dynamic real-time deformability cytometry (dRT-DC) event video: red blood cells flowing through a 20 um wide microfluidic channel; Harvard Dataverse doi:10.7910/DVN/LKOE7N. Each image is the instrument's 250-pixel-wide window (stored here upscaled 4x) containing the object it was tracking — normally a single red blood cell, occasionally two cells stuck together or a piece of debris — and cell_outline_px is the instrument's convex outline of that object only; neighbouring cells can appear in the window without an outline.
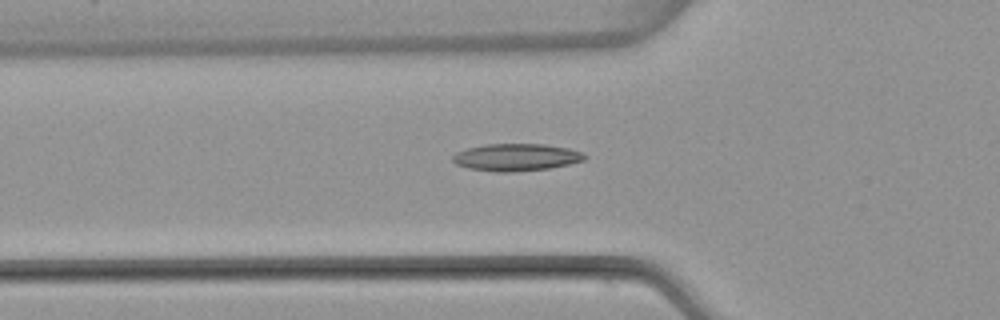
{"species": "common noctule bat (a hibernating species)", "species_latin": "Nyctalus noctula", "temperature_condition": "warm", "stored_images_in_passage": 42, "camera_frame_rate_fps": 3000, "um_per_image_px": 0.085, "animal": {"sex": "female", "body_mass_g": 22.7, "forearm_length_mm": 54.2}, "frame": {"image": 1, "passage_image": 12, "time_ms": 3.667, "image_size_px": [1000, 320], "cell_outline_px": [[588, 156], [584, 160], [568, 164], [548, 168], [512, 172], [496, 172], [468, 168], [456, 164], [452, 160], [452, 156], [456, 152], [468, 148], [484, 144], [544, 144], [568, 148], [580, 152]], "centroid_in_image_um": [43.85, 13.36], "position_along_channel_um": 82.0, "area_um2": 20.87}}
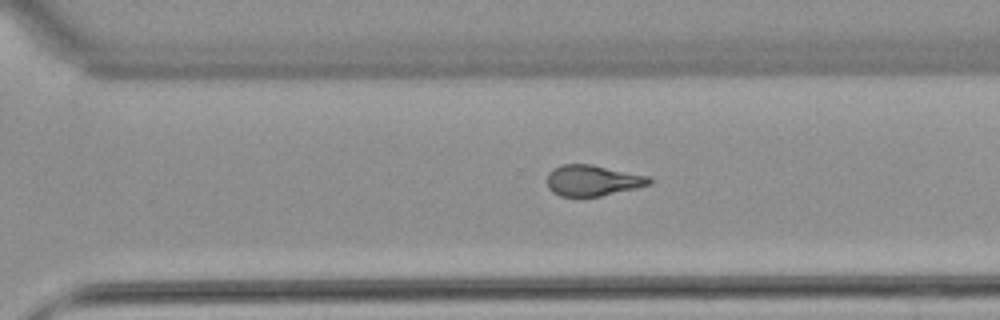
{"frame": {"image": 2, "passage_image": 30, "time_ms": 9.667, "image_size_px": [1000, 320], "cell_outline_px": [[652, 184], [636, 188], [600, 196], [560, 196], [552, 192], [548, 188], [548, 172], [552, 168], [560, 164], [592, 164], [652, 176]], "centroid_in_image_um": [50.4, 15.32], "position_along_channel_um": 320.2, "area_um2": 18.67}}
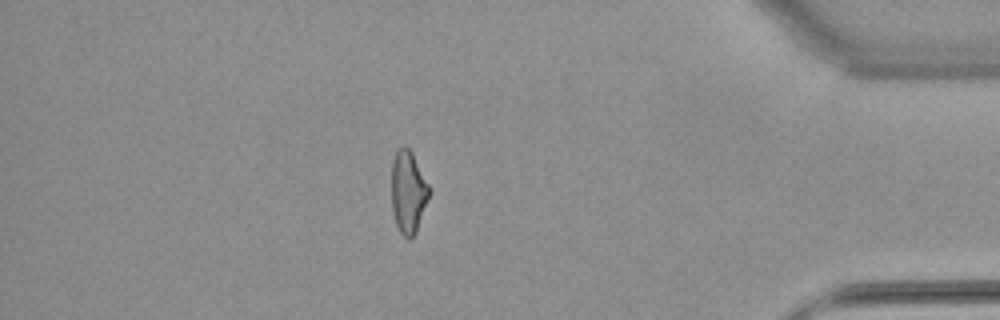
{"frame": {"image": 3, "passage_image": 39, "time_ms": 12.667, "image_size_px": [1000, 320], "cell_outline_px": [[432, 192], [416, 232], [408, 240], [400, 232], [396, 224], [392, 212], [392, 160], [400, 144], [404, 144], [412, 152], [432, 188]], "centroid_in_image_um": [34.73, 16.29], "position_along_channel_um": 400.5, "area_um2": 18.61}}